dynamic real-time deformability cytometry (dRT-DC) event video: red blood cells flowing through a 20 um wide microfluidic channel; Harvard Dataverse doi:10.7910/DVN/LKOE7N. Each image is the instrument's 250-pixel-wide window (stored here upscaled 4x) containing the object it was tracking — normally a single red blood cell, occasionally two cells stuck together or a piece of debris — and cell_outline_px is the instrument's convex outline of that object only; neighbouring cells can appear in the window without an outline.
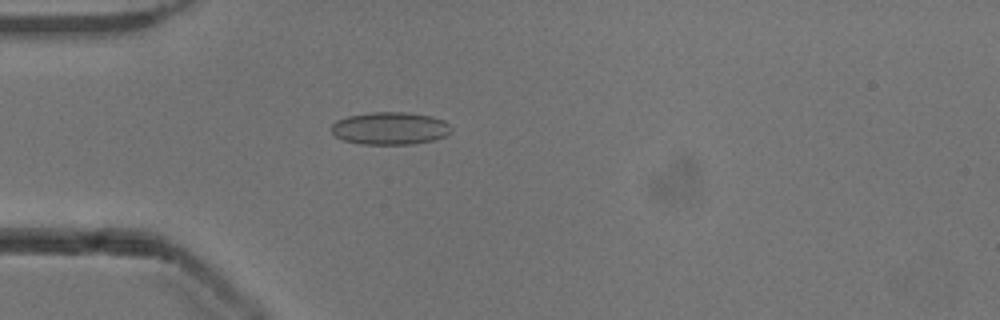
{"species": "common noctule bat (a hibernating species)", "species_latin": "Nyctalus noctula", "temperature_condition": "cold", "stored_images_in_passage": 47, "camera_frame_rate_fps": 3000, "um_per_image_px": 0.085, "animal": {"sex": "male", "body_mass_g": 13.3}, "frame": {"image": 1, "passage_image": 10, "time_ms": 3.0, "image_size_px": [1000, 320], "cell_outline_px": [[452, 132], [444, 136], [432, 140], [412, 144], [364, 144], [344, 140], [336, 136], [328, 128], [336, 120], [348, 116], [368, 112], [408, 112], [432, 116], [444, 120], [452, 128]], "centroid_in_image_um": [33.14, 10.89], "position_along_channel_um": 51.9, "area_um2": 22.89}}
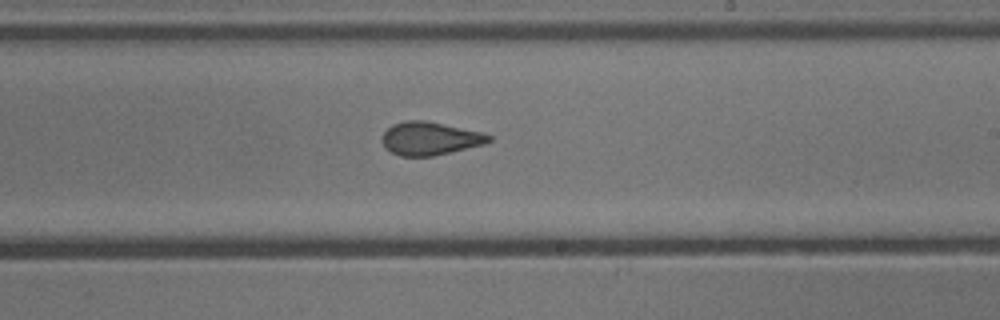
{"frame": {"image": 2, "passage_image": 26, "time_ms": 8.333, "image_size_px": [1000, 320], "cell_outline_px": [[492, 140], [484, 144], [432, 156], [400, 156], [392, 152], [380, 140], [384, 132], [392, 124], [404, 120], [424, 120], [484, 132], [492, 136]], "centroid_in_image_um": [36.55, 11.75], "position_along_channel_um": 252.4, "area_um2": 20.58}}
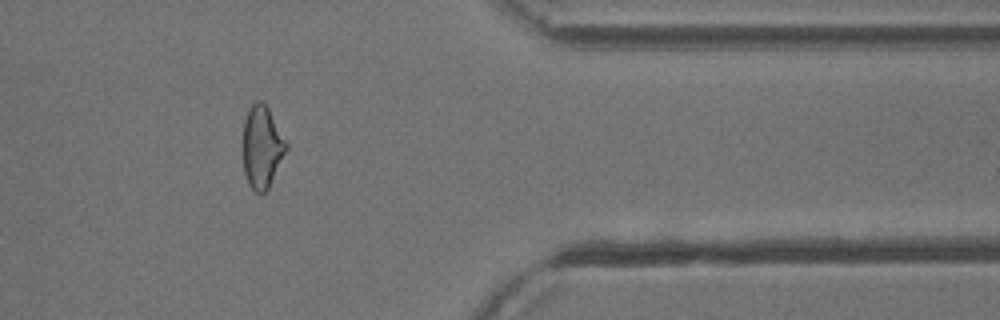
{"frame": {"image": 3, "passage_image": 38, "time_ms": 12.333, "image_size_px": [1000, 320], "cell_outline_px": [[288, 148], [268, 188], [264, 192], [256, 192], [248, 184], [244, 172], [244, 120], [252, 104], [256, 100], [260, 100], [268, 108], [288, 144]], "centroid_in_image_um": [22.28, 12.49], "position_along_channel_um": 389.1, "area_um2": 20.35}, "authors_computed_cell_mechanics": {"area_um2": 21.3282, "velocity_mm_per_s": 3.9291, "shape_relaxation_time_tau1_ms": 8.7343, "shape_relaxation_time_tau2_ms": 1.5195, "deformation_change_tau1": 0.1693, "deformation_change_tau2": 0.0688}}